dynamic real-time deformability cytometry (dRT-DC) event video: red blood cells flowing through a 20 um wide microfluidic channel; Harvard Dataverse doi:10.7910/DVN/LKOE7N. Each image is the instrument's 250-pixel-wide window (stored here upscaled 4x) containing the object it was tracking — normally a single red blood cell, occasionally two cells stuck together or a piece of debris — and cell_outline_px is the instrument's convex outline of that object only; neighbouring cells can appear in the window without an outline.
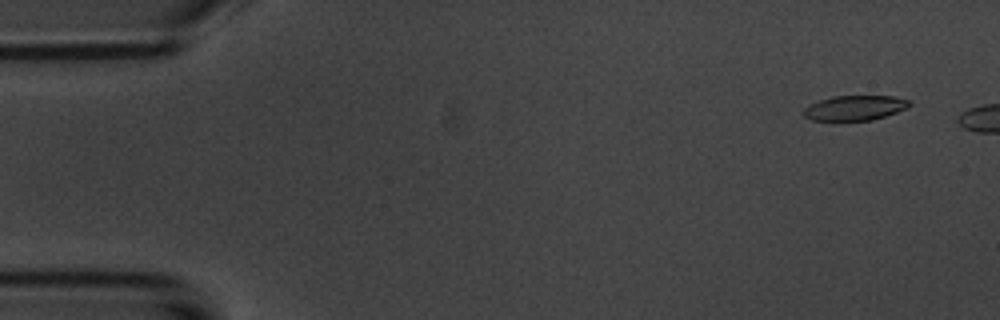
{"species": "common noctule bat (a hibernating species)", "species_latin": "Nyctalus noctula", "temperature_condition": "room temperature", "stored_images_in_passage": 3, "camera_frame_rate_fps": 3000, "um_per_image_px": 0.085, "animal": {"sex": "male", "body_mass_g": 20.1, "forearm_length_mm": 53.5}, "frame": {"image": 1, "passage_image": 2, "time_ms": 1.0, "image_size_px": [1000, 320], "cell_outline_px": [[912, 104], [908, 108], [872, 120], [812, 120], [804, 116], [804, 108], [808, 104], [832, 96], [892, 96], [908, 100]], "centroid_in_image_um": [72.65, 9.16], "position_along_channel_um": 12.3, "area_um2": 15.26}}